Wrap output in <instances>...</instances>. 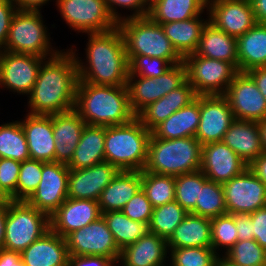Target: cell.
Wrapping results in <instances>:
<instances>
[{
	"label": "cell",
	"mask_w": 266,
	"mask_h": 266,
	"mask_svg": "<svg viewBox=\"0 0 266 266\" xmlns=\"http://www.w3.org/2000/svg\"><path fill=\"white\" fill-rule=\"evenodd\" d=\"M208 0H158L149 7L148 17L158 24L185 21L202 15Z\"/></svg>",
	"instance_id": "cell-35"
},
{
	"label": "cell",
	"mask_w": 266,
	"mask_h": 266,
	"mask_svg": "<svg viewBox=\"0 0 266 266\" xmlns=\"http://www.w3.org/2000/svg\"><path fill=\"white\" fill-rule=\"evenodd\" d=\"M0 158L19 162L30 159L25 133L21 122L16 120L0 124Z\"/></svg>",
	"instance_id": "cell-37"
},
{
	"label": "cell",
	"mask_w": 266,
	"mask_h": 266,
	"mask_svg": "<svg viewBox=\"0 0 266 266\" xmlns=\"http://www.w3.org/2000/svg\"><path fill=\"white\" fill-rule=\"evenodd\" d=\"M141 188L153 208L175 200V176L141 171Z\"/></svg>",
	"instance_id": "cell-38"
},
{
	"label": "cell",
	"mask_w": 266,
	"mask_h": 266,
	"mask_svg": "<svg viewBox=\"0 0 266 266\" xmlns=\"http://www.w3.org/2000/svg\"><path fill=\"white\" fill-rule=\"evenodd\" d=\"M190 213L210 219L227 214L222 184L206 179Z\"/></svg>",
	"instance_id": "cell-40"
},
{
	"label": "cell",
	"mask_w": 266,
	"mask_h": 266,
	"mask_svg": "<svg viewBox=\"0 0 266 266\" xmlns=\"http://www.w3.org/2000/svg\"><path fill=\"white\" fill-rule=\"evenodd\" d=\"M74 110L90 126L123 125L136 117L126 86L93 85L80 80Z\"/></svg>",
	"instance_id": "cell-3"
},
{
	"label": "cell",
	"mask_w": 266,
	"mask_h": 266,
	"mask_svg": "<svg viewBox=\"0 0 266 266\" xmlns=\"http://www.w3.org/2000/svg\"><path fill=\"white\" fill-rule=\"evenodd\" d=\"M248 167L266 185V153H262Z\"/></svg>",
	"instance_id": "cell-57"
},
{
	"label": "cell",
	"mask_w": 266,
	"mask_h": 266,
	"mask_svg": "<svg viewBox=\"0 0 266 266\" xmlns=\"http://www.w3.org/2000/svg\"><path fill=\"white\" fill-rule=\"evenodd\" d=\"M52 116L55 162L68 164L87 124L74 109Z\"/></svg>",
	"instance_id": "cell-24"
},
{
	"label": "cell",
	"mask_w": 266,
	"mask_h": 266,
	"mask_svg": "<svg viewBox=\"0 0 266 266\" xmlns=\"http://www.w3.org/2000/svg\"><path fill=\"white\" fill-rule=\"evenodd\" d=\"M11 201V198L0 187V204H7Z\"/></svg>",
	"instance_id": "cell-62"
},
{
	"label": "cell",
	"mask_w": 266,
	"mask_h": 266,
	"mask_svg": "<svg viewBox=\"0 0 266 266\" xmlns=\"http://www.w3.org/2000/svg\"><path fill=\"white\" fill-rule=\"evenodd\" d=\"M201 149L195 137L158 139L151 134L144 170L171 176L194 173L200 170Z\"/></svg>",
	"instance_id": "cell-5"
},
{
	"label": "cell",
	"mask_w": 266,
	"mask_h": 266,
	"mask_svg": "<svg viewBox=\"0 0 266 266\" xmlns=\"http://www.w3.org/2000/svg\"><path fill=\"white\" fill-rule=\"evenodd\" d=\"M65 239L69 256H102L118 264L121 250L102 216Z\"/></svg>",
	"instance_id": "cell-12"
},
{
	"label": "cell",
	"mask_w": 266,
	"mask_h": 266,
	"mask_svg": "<svg viewBox=\"0 0 266 266\" xmlns=\"http://www.w3.org/2000/svg\"><path fill=\"white\" fill-rule=\"evenodd\" d=\"M186 78L197 95H224L238 72L230 63L198 56L183 58Z\"/></svg>",
	"instance_id": "cell-9"
},
{
	"label": "cell",
	"mask_w": 266,
	"mask_h": 266,
	"mask_svg": "<svg viewBox=\"0 0 266 266\" xmlns=\"http://www.w3.org/2000/svg\"><path fill=\"white\" fill-rule=\"evenodd\" d=\"M6 215L7 204H0V249L3 248L4 244Z\"/></svg>",
	"instance_id": "cell-59"
},
{
	"label": "cell",
	"mask_w": 266,
	"mask_h": 266,
	"mask_svg": "<svg viewBox=\"0 0 266 266\" xmlns=\"http://www.w3.org/2000/svg\"><path fill=\"white\" fill-rule=\"evenodd\" d=\"M256 242L266 250V207L249 214Z\"/></svg>",
	"instance_id": "cell-51"
},
{
	"label": "cell",
	"mask_w": 266,
	"mask_h": 266,
	"mask_svg": "<svg viewBox=\"0 0 266 266\" xmlns=\"http://www.w3.org/2000/svg\"><path fill=\"white\" fill-rule=\"evenodd\" d=\"M222 142L248 165L264 153L256 121L235 119L225 133Z\"/></svg>",
	"instance_id": "cell-27"
},
{
	"label": "cell",
	"mask_w": 266,
	"mask_h": 266,
	"mask_svg": "<svg viewBox=\"0 0 266 266\" xmlns=\"http://www.w3.org/2000/svg\"><path fill=\"white\" fill-rule=\"evenodd\" d=\"M24 266H69L66 239L49 229L21 253Z\"/></svg>",
	"instance_id": "cell-23"
},
{
	"label": "cell",
	"mask_w": 266,
	"mask_h": 266,
	"mask_svg": "<svg viewBox=\"0 0 266 266\" xmlns=\"http://www.w3.org/2000/svg\"><path fill=\"white\" fill-rule=\"evenodd\" d=\"M47 58L0 50V87L28 96L37 80L42 62Z\"/></svg>",
	"instance_id": "cell-14"
},
{
	"label": "cell",
	"mask_w": 266,
	"mask_h": 266,
	"mask_svg": "<svg viewBox=\"0 0 266 266\" xmlns=\"http://www.w3.org/2000/svg\"><path fill=\"white\" fill-rule=\"evenodd\" d=\"M200 119V95L157 125L151 134L158 139L195 137Z\"/></svg>",
	"instance_id": "cell-29"
},
{
	"label": "cell",
	"mask_w": 266,
	"mask_h": 266,
	"mask_svg": "<svg viewBox=\"0 0 266 266\" xmlns=\"http://www.w3.org/2000/svg\"><path fill=\"white\" fill-rule=\"evenodd\" d=\"M211 219L188 213L167 240L169 249L211 247Z\"/></svg>",
	"instance_id": "cell-31"
},
{
	"label": "cell",
	"mask_w": 266,
	"mask_h": 266,
	"mask_svg": "<svg viewBox=\"0 0 266 266\" xmlns=\"http://www.w3.org/2000/svg\"><path fill=\"white\" fill-rule=\"evenodd\" d=\"M202 17L200 15L185 21L160 24L174 49L182 58L195 53L198 48L202 29L208 22V18L202 19Z\"/></svg>",
	"instance_id": "cell-34"
},
{
	"label": "cell",
	"mask_w": 266,
	"mask_h": 266,
	"mask_svg": "<svg viewBox=\"0 0 266 266\" xmlns=\"http://www.w3.org/2000/svg\"><path fill=\"white\" fill-rule=\"evenodd\" d=\"M240 266H265L266 250L255 239L237 241L224 255Z\"/></svg>",
	"instance_id": "cell-44"
},
{
	"label": "cell",
	"mask_w": 266,
	"mask_h": 266,
	"mask_svg": "<svg viewBox=\"0 0 266 266\" xmlns=\"http://www.w3.org/2000/svg\"><path fill=\"white\" fill-rule=\"evenodd\" d=\"M211 241V247L218 256L221 253L218 251L224 250L222 253L225 255L238 241L237 227L231 214L211 218Z\"/></svg>",
	"instance_id": "cell-42"
},
{
	"label": "cell",
	"mask_w": 266,
	"mask_h": 266,
	"mask_svg": "<svg viewBox=\"0 0 266 266\" xmlns=\"http://www.w3.org/2000/svg\"><path fill=\"white\" fill-rule=\"evenodd\" d=\"M234 120L224 95H200V119L195 138L201 145L221 142Z\"/></svg>",
	"instance_id": "cell-18"
},
{
	"label": "cell",
	"mask_w": 266,
	"mask_h": 266,
	"mask_svg": "<svg viewBox=\"0 0 266 266\" xmlns=\"http://www.w3.org/2000/svg\"><path fill=\"white\" fill-rule=\"evenodd\" d=\"M102 217L111 231L118 248L135 243L149 232L148 224L133 221L121 211H110L102 213Z\"/></svg>",
	"instance_id": "cell-36"
},
{
	"label": "cell",
	"mask_w": 266,
	"mask_h": 266,
	"mask_svg": "<svg viewBox=\"0 0 266 266\" xmlns=\"http://www.w3.org/2000/svg\"><path fill=\"white\" fill-rule=\"evenodd\" d=\"M50 0H12L17 10L20 11H40L42 6Z\"/></svg>",
	"instance_id": "cell-56"
},
{
	"label": "cell",
	"mask_w": 266,
	"mask_h": 266,
	"mask_svg": "<svg viewBox=\"0 0 266 266\" xmlns=\"http://www.w3.org/2000/svg\"><path fill=\"white\" fill-rule=\"evenodd\" d=\"M69 168L59 162H43L39 185L26 202L49 217L67 199Z\"/></svg>",
	"instance_id": "cell-15"
},
{
	"label": "cell",
	"mask_w": 266,
	"mask_h": 266,
	"mask_svg": "<svg viewBox=\"0 0 266 266\" xmlns=\"http://www.w3.org/2000/svg\"><path fill=\"white\" fill-rule=\"evenodd\" d=\"M119 170L104 161L83 169H70L67 198L98 201L103 189L113 180Z\"/></svg>",
	"instance_id": "cell-20"
},
{
	"label": "cell",
	"mask_w": 266,
	"mask_h": 266,
	"mask_svg": "<svg viewBox=\"0 0 266 266\" xmlns=\"http://www.w3.org/2000/svg\"><path fill=\"white\" fill-rule=\"evenodd\" d=\"M196 97L193 87L186 80L178 88L145 107L136 117L149 131H152L174 112L189 105Z\"/></svg>",
	"instance_id": "cell-26"
},
{
	"label": "cell",
	"mask_w": 266,
	"mask_h": 266,
	"mask_svg": "<svg viewBox=\"0 0 266 266\" xmlns=\"http://www.w3.org/2000/svg\"><path fill=\"white\" fill-rule=\"evenodd\" d=\"M237 227L238 241L254 239L251 216L249 214H233Z\"/></svg>",
	"instance_id": "cell-52"
},
{
	"label": "cell",
	"mask_w": 266,
	"mask_h": 266,
	"mask_svg": "<svg viewBox=\"0 0 266 266\" xmlns=\"http://www.w3.org/2000/svg\"><path fill=\"white\" fill-rule=\"evenodd\" d=\"M105 126L86 125L74 151L69 169H83L105 161Z\"/></svg>",
	"instance_id": "cell-33"
},
{
	"label": "cell",
	"mask_w": 266,
	"mask_h": 266,
	"mask_svg": "<svg viewBox=\"0 0 266 266\" xmlns=\"http://www.w3.org/2000/svg\"><path fill=\"white\" fill-rule=\"evenodd\" d=\"M264 153H266V118L257 122Z\"/></svg>",
	"instance_id": "cell-60"
},
{
	"label": "cell",
	"mask_w": 266,
	"mask_h": 266,
	"mask_svg": "<svg viewBox=\"0 0 266 266\" xmlns=\"http://www.w3.org/2000/svg\"><path fill=\"white\" fill-rule=\"evenodd\" d=\"M50 229L49 216L26 201L7 203L3 249L22 252Z\"/></svg>",
	"instance_id": "cell-8"
},
{
	"label": "cell",
	"mask_w": 266,
	"mask_h": 266,
	"mask_svg": "<svg viewBox=\"0 0 266 266\" xmlns=\"http://www.w3.org/2000/svg\"><path fill=\"white\" fill-rule=\"evenodd\" d=\"M168 266H215L218 255L212 247L169 249Z\"/></svg>",
	"instance_id": "cell-43"
},
{
	"label": "cell",
	"mask_w": 266,
	"mask_h": 266,
	"mask_svg": "<svg viewBox=\"0 0 266 266\" xmlns=\"http://www.w3.org/2000/svg\"><path fill=\"white\" fill-rule=\"evenodd\" d=\"M87 36L86 59L82 60L75 48H69L76 60L78 80L93 85L126 86L129 64L120 29Z\"/></svg>",
	"instance_id": "cell-2"
},
{
	"label": "cell",
	"mask_w": 266,
	"mask_h": 266,
	"mask_svg": "<svg viewBox=\"0 0 266 266\" xmlns=\"http://www.w3.org/2000/svg\"><path fill=\"white\" fill-rule=\"evenodd\" d=\"M150 136L137 117L123 125L105 126V161L119 171H143Z\"/></svg>",
	"instance_id": "cell-4"
},
{
	"label": "cell",
	"mask_w": 266,
	"mask_h": 266,
	"mask_svg": "<svg viewBox=\"0 0 266 266\" xmlns=\"http://www.w3.org/2000/svg\"><path fill=\"white\" fill-rule=\"evenodd\" d=\"M215 266H240V265L233 263L228 258H226L223 254H221L217 257Z\"/></svg>",
	"instance_id": "cell-61"
},
{
	"label": "cell",
	"mask_w": 266,
	"mask_h": 266,
	"mask_svg": "<svg viewBox=\"0 0 266 266\" xmlns=\"http://www.w3.org/2000/svg\"><path fill=\"white\" fill-rule=\"evenodd\" d=\"M43 162L27 159L21 162L17 183V201H26L36 190L42 177Z\"/></svg>",
	"instance_id": "cell-45"
},
{
	"label": "cell",
	"mask_w": 266,
	"mask_h": 266,
	"mask_svg": "<svg viewBox=\"0 0 266 266\" xmlns=\"http://www.w3.org/2000/svg\"><path fill=\"white\" fill-rule=\"evenodd\" d=\"M55 2L61 17L75 32L104 33L118 27L105 0H56Z\"/></svg>",
	"instance_id": "cell-10"
},
{
	"label": "cell",
	"mask_w": 266,
	"mask_h": 266,
	"mask_svg": "<svg viewBox=\"0 0 266 266\" xmlns=\"http://www.w3.org/2000/svg\"><path fill=\"white\" fill-rule=\"evenodd\" d=\"M227 214H250L266 207V185L248 167L222 184Z\"/></svg>",
	"instance_id": "cell-13"
},
{
	"label": "cell",
	"mask_w": 266,
	"mask_h": 266,
	"mask_svg": "<svg viewBox=\"0 0 266 266\" xmlns=\"http://www.w3.org/2000/svg\"><path fill=\"white\" fill-rule=\"evenodd\" d=\"M236 42L239 72L266 67V24L256 23L237 37Z\"/></svg>",
	"instance_id": "cell-32"
},
{
	"label": "cell",
	"mask_w": 266,
	"mask_h": 266,
	"mask_svg": "<svg viewBox=\"0 0 266 266\" xmlns=\"http://www.w3.org/2000/svg\"><path fill=\"white\" fill-rule=\"evenodd\" d=\"M112 260L102 256H69V266H114Z\"/></svg>",
	"instance_id": "cell-53"
},
{
	"label": "cell",
	"mask_w": 266,
	"mask_h": 266,
	"mask_svg": "<svg viewBox=\"0 0 266 266\" xmlns=\"http://www.w3.org/2000/svg\"><path fill=\"white\" fill-rule=\"evenodd\" d=\"M121 212L133 221L149 225L153 207L141 188L122 208Z\"/></svg>",
	"instance_id": "cell-47"
},
{
	"label": "cell",
	"mask_w": 266,
	"mask_h": 266,
	"mask_svg": "<svg viewBox=\"0 0 266 266\" xmlns=\"http://www.w3.org/2000/svg\"><path fill=\"white\" fill-rule=\"evenodd\" d=\"M141 189V171H119L98 200L101 213L121 211Z\"/></svg>",
	"instance_id": "cell-28"
},
{
	"label": "cell",
	"mask_w": 266,
	"mask_h": 266,
	"mask_svg": "<svg viewBox=\"0 0 266 266\" xmlns=\"http://www.w3.org/2000/svg\"><path fill=\"white\" fill-rule=\"evenodd\" d=\"M206 179L201 170L175 176V201L188 213L196 207V200Z\"/></svg>",
	"instance_id": "cell-41"
},
{
	"label": "cell",
	"mask_w": 266,
	"mask_h": 266,
	"mask_svg": "<svg viewBox=\"0 0 266 266\" xmlns=\"http://www.w3.org/2000/svg\"><path fill=\"white\" fill-rule=\"evenodd\" d=\"M102 216L98 201L67 198L49 217L50 229L63 238Z\"/></svg>",
	"instance_id": "cell-21"
},
{
	"label": "cell",
	"mask_w": 266,
	"mask_h": 266,
	"mask_svg": "<svg viewBox=\"0 0 266 266\" xmlns=\"http://www.w3.org/2000/svg\"><path fill=\"white\" fill-rule=\"evenodd\" d=\"M40 11L17 10L12 18L3 50L50 58L61 50L52 46L50 33Z\"/></svg>",
	"instance_id": "cell-7"
},
{
	"label": "cell",
	"mask_w": 266,
	"mask_h": 266,
	"mask_svg": "<svg viewBox=\"0 0 266 266\" xmlns=\"http://www.w3.org/2000/svg\"><path fill=\"white\" fill-rule=\"evenodd\" d=\"M224 96L236 120L258 122L266 118V99L247 72L235 74Z\"/></svg>",
	"instance_id": "cell-16"
},
{
	"label": "cell",
	"mask_w": 266,
	"mask_h": 266,
	"mask_svg": "<svg viewBox=\"0 0 266 266\" xmlns=\"http://www.w3.org/2000/svg\"><path fill=\"white\" fill-rule=\"evenodd\" d=\"M248 166L222 141L202 145L200 170L209 180L223 184L242 174Z\"/></svg>",
	"instance_id": "cell-19"
},
{
	"label": "cell",
	"mask_w": 266,
	"mask_h": 266,
	"mask_svg": "<svg viewBox=\"0 0 266 266\" xmlns=\"http://www.w3.org/2000/svg\"><path fill=\"white\" fill-rule=\"evenodd\" d=\"M0 266H24L20 252L0 249Z\"/></svg>",
	"instance_id": "cell-54"
},
{
	"label": "cell",
	"mask_w": 266,
	"mask_h": 266,
	"mask_svg": "<svg viewBox=\"0 0 266 266\" xmlns=\"http://www.w3.org/2000/svg\"><path fill=\"white\" fill-rule=\"evenodd\" d=\"M21 121L25 133L30 159L55 162V139L53 116L26 114Z\"/></svg>",
	"instance_id": "cell-22"
},
{
	"label": "cell",
	"mask_w": 266,
	"mask_h": 266,
	"mask_svg": "<svg viewBox=\"0 0 266 266\" xmlns=\"http://www.w3.org/2000/svg\"><path fill=\"white\" fill-rule=\"evenodd\" d=\"M21 162L0 158V187L13 201H17V183Z\"/></svg>",
	"instance_id": "cell-48"
},
{
	"label": "cell",
	"mask_w": 266,
	"mask_h": 266,
	"mask_svg": "<svg viewBox=\"0 0 266 266\" xmlns=\"http://www.w3.org/2000/svg\"><path fill=\"white\" fill-rule=\"evenodd\" d=\"M257 23L266 24V0H250Z\"/></svg>",
	"instance_id": "cell-58"
},
{
	"label": "cell",
	"mask_w": 266,
	"mask_h": 266,
	"mask_svg": "<svg viewBox=\"0 0 266 266\" xmlns=\"http://www.w3.org/2000/svg\"><path fill=\"white\" fill-rule=\"evenodd\" d=\"M127 56H149L166 59L172 65L183 58L177 53L160 24L148 16L129 18L118 23Z\"/></svg>",
	"instance_id": "cell-6"
},
{
	"label": "cell",
	"mask_w": 266,
	"mask_h": 266,
	"mask_svg": "<svg viewBox=\"0 0 266 266\" xmlns=\"http://www.w3.org/2000/svg\"><path fill=\"white\" fill-rule=\"evenodd\" d=\"M16 11L12 0H0V50L6 45L10 24Z\"/></svg>",
	"instance_id": "cell-50"
},
{
	"label": "cell",
	"mask_w": 266,
	"mask_h": 266,
	"mask_svg": "<svg viewBox=\"0 0 266 266\" xmlns=\"http://www.w3.org/2000/svg\"><path fill=\"white\" fill-rule=\"evenodd\" d=\"M196 55L230 63L238 71L237 42L234 36L207 22L202 29Z\"/></svg>",
	"instance_id": "cell-30"
},
{
	"label": "cell",
	"mask_w": 266,
	"mask_h": 266,
	"mask_svg": "<svg viewBox=\"0 0 266 266\" xmlns=\"http://www.w3.org/2000/svg\"><path fill=\"white\" fill-rule=\"evenodd\" d=\"M129 75L156 78L173 65L166 59L149 56H127Z\"/></svg>",
	"instance_id": "cell-46"
},
{
	"label": "cell",
	"mask_w": 266,
	"mask_h": 266,
	"mask_svg": "<svg viewBox=\"0 0 266 266\" xmlns=\"http://www.w3.org/2000/svg\"><path fill=\"white\" fill-rule=\"evenodd\" d=\"M148 7L152 6L158 0H144Z\"/></svg>",
	"instance_id": "cell-63"
},
{
	"label": "cell",
	"mask_w": 266,
	"mask_h": 266,
	"mask_svg": "<svg viewBox=\"0 0 266 266\" xmlns=\"http://www.w3.org/2000/svg\"><path fill=\"white\" fill-rule=\"evenodd\" d=\"M186 80L183 62L173 65L156 78L128 75L126 87L132 111L137 116L145 107L178 88Z\"/></svg>",
	"instance_id": "cell-11"
},
{
	"label": "cell",
	"mask_w": 266,
	"mask_h": 266,
	"mask_svg": "<svg viewBox=\"0 0 266 266\" xmlns=\"http://www.w3.org/2000/svg\"><path fill=\"white\" fill-rule=\"evenodd\" d=\"M206 13L208 22L235 38L257 23L250 0H208Z\"/></svg>",
	"instance_id": "cell-17"
},
{
	"label": "cell",
	"mask_w": 266,
	"mask_h": 266,
	"mask_svg": "<svg viewBox=\"0 0 266 266\" xmlns=\"http://www.w3.org/2000/svg\"><path fill=\"white\" fill-rule=\"evenodd\" d=\"M105 2L110 14L117 23L129 18L147 17L149 14V7L144 0H105ZM120 8L131 10L130 13L132 14L122 16L117 11Z\"/></svg>",
	"instance_id": "cell-49"
},
{
	"label": "cell",
	"mask_w": 266,
	"mask_h": 266,
	"mask_svg": "<svg viewBox=\"0 0 266 266\" xmlns=\"http://www.w3.org/2000/svg\"><path fill=\"white\" fill-rule=\"evenodd\" d=\"M167 254V240L148 232L121 250L118 264L120 262L122 266H168Z\"/></svg>",
	"instance_id": "cell-25"
},
{
	"label": "cell",
	"mask_w": 266,
	"mask_h": 266,
	"mask_svg": "<svg viewBox=\"0 0 266 266\" xmlns=\"http://www.w3.org/2000/svg\"><path fill=\"white\" fill-rule=\"evenodd\" d=\"M256 83L259 91L266 99V67H257L247 72Z\"/></svg>",
	"instance_id": "cell-55"
},
{
	"label": "cell",
	"mask_w": 266,
	"mask_h": 266,
	"mask_svg": "<svg viewBox=\"0 0 266 266\" xmlns=\"http://www.w3.org/2000/svg\"><path fill=\"white\" fill-rule=\"evenodd\" d=\"M188 212L175 200L153 208L149 232L168 240Z\"/></svg>",
	"instance_id": "cell-39"
},
{
	"label": "cell",
	"mask_w": 266,
	"mask_h": 266,
	"mask_svg": "<svg viewBox=\"0 0 266 266\" xmlns=\"http://www.w3.org/2000/svg\"><path fill=\"white\" fill-rule=\"evenodd\" d=\"M78 71L73 53L63 49L45 59L28 97L29 114L53 115L74 109Z\"/></svg>",
	"instance_id": "cell-1"
}]
</instances>
